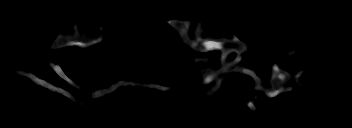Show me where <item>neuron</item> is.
I'll return each instance as SVG.
<instances>
[{"instance_id":"obj_1","label":"neuron","mask_w":352,"mask_h":128,"mask_svg":"<svg viewBox=\"0 0 352 128\" xmlns=\"http://www.w3.org/2000/svg\"><path fill=\"white\" fill-rule=\"evenodd\" d=\"M165 22H167L168 24H170L171 26H173L174 28H176L179 33L181 34L180 36L182 37L183 41L185 43H188L195 51L198 52H208L210 50H221L222 54H221V64H222V68L218 71H212L211 68H208L204 71L206 72L204 75V79H203V84L205 85H209V83L214 80L219 74H223L224 72H232L235 71V69L231 70L229 65L230 64H237L238 62H240L241 58H240V54L245 52L247 50L246 44H244V42L238 40V39H234V40H228V39H222V40H216L212 37H209L205 40L201 39L200 36L198 35L199 33H201V28H197V38L196 41H192L189 37V33H188V26L193 22V20L190 19H186L183 22L179 21L177 19H172V20H165ZM75 29V33L72 34H67V35H61L59 34L57 36V39L52 43V48L54 49H59L62 47H68V46H78L80 48L83 49H87L89 46L95 45L97 43H100L103 40V36L102 34H99V36L94 39V40H90V41H86L87 37L85 36H79L78 31ZM235 51L237 53L236 59L234 61H231V63L227 62V56L231 53ZM210 60V57H205V58H195L194 62L198 63L199 61L201 62H206ZM52 68L59 74V76H61L63 79H65L67 82H69L71 85H75L61 70V66H55L53 63H51ZM272 71H271V80H270V84L272 86V90L270 92L267 93V97L269 98H274L276 97L281 91H284V88L282 87L283 84L285 82H287L288 80L291 79V77L289 76V74L286 71H281L279 70L277 64H273L272 65ZM240 71L244 74L250 75L253 77L255 83L258 85L257 87L254 88V90L260 89L263 90L264 87L261 86V79L255 74V72L253 70H248L246 68H241ZM18 73H20L22 76L28 77L31 80H33L36 84L44 86L48 89H51L55 92H58L66 97H68L69 99H71L73 102L77 103L79 106L84 105L85 103L91 101L93 98H97V97H101L104 96L106 94H109L111 92H113L116 88H119L121 86H125V85H133V86H139V83H135V82H126V81H120L117 84L110 86L109 88L105 89V90H100L95 92L89 99H87L86 101H77L71 94H69L67 91L59 88V87H55L53 85H51L50 83L41 80L39 78H37L35 75L26 72V71H18ZM303 74L302 71H300L299 73H297L296 75L293 76V79L296 81V84L299 80V78L301 77V75ZM147 87L149 88H157L160 90H167L166 87L160 86V85H156V84H152V85H147ZM220 88L219 82L217 83V85H215L213 87V89L209 90V95L213 94L214 91H217ZM247 106L252 109V110H256V107L253 105V102L250 101L247 103Z\"/></svg>"}]
</instances>
